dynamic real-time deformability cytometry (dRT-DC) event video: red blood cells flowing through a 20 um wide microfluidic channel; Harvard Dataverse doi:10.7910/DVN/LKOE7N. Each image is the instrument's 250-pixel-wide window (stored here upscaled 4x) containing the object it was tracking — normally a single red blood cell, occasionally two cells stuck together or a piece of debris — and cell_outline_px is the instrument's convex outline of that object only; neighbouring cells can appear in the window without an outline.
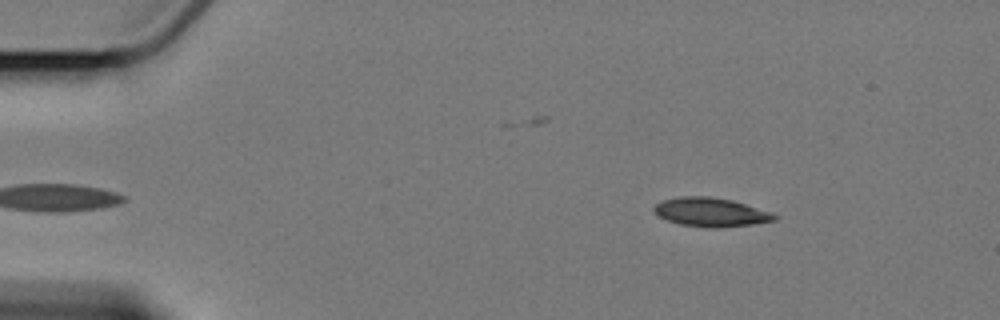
{"species": "Egyptian fruit bat (a non-hibernating species)", "species_latin": "Rousettus aegyptiacus", "temperature_condition": "cold", "stored_images_in_passage": 4, "camera_frame_rate_fps": 3000, "um_per_image_px": 0.085, "animal": {"sex": "female"}, "frame": {"image": 1, "passage_image": 4, "time_ms": 5.0, "image_size_px": [1000, 320], "cell_outline_px": [[780, 216], [776, 220], [752, 224], [720, 228], [708, 228], [680, 224], [656, 216], [652, 212], [652, 208], [656, 204], [664, 200], [680, 196], [708, 196], [732, 200], [772, 212]], "centroid_in_image_um": [60.41, 18.04], "position_along_channel_um": 24.6, "area_um2": 20.46}}